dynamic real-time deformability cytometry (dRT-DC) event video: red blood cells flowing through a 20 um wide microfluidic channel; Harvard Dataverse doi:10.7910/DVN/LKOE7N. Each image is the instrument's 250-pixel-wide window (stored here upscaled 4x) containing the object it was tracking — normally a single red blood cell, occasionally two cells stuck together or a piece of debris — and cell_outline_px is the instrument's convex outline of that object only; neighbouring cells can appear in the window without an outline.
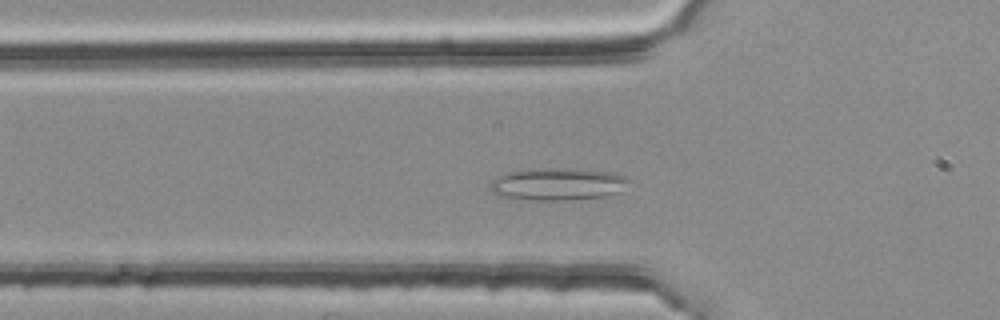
{"species": "common noctule bat (a hibernating species)", "species_latin": "Nyctalus noctula", "temperature_condition": "room temperature", "stored_images_in_passage": 37, "camera_frame_rate_fps": 3000, "um_per_image_px": 0.085, "animal": {"sex": "female", "body_mass_g": 25.1}, "frame": {"image": 1, "passage_image": 4, "time_ms": 1.0, "image_size_px": [1000, 320], "cell_outline_px": [[632, 180], [620, 192], [604, 196], [568, 200], [532, 200], [496, 196], [488, 188], [488, 184], [496, 176], [508, 172], [528, 168], [580, 168], [616, 172], [628, 176]], "centroid_in_image_um": [47.41, 15.62], "position_along_channel_um": 78.4, "area_um2": 27.05}}
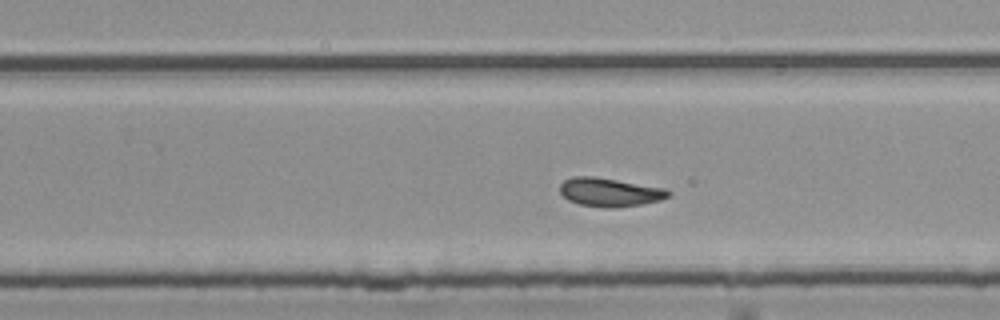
{"frame": {"image": 2, "passage_image": 20, "time_ms": 6.333, "image_size_px": [1000, 320], "cell_outline_px": [[672, 196], [660, 200], [640, 204], [616, 208], [604, 208], [580, 204], [568, 200], [560, 192], [560, 184], [564, 180], [572, 176], [592, 176], [668, 188], [672, 192]], "centroid_in_image_um": [51.87, 16.33], "position_along_channel_um": 277.9, "area_um2": 18.26}}
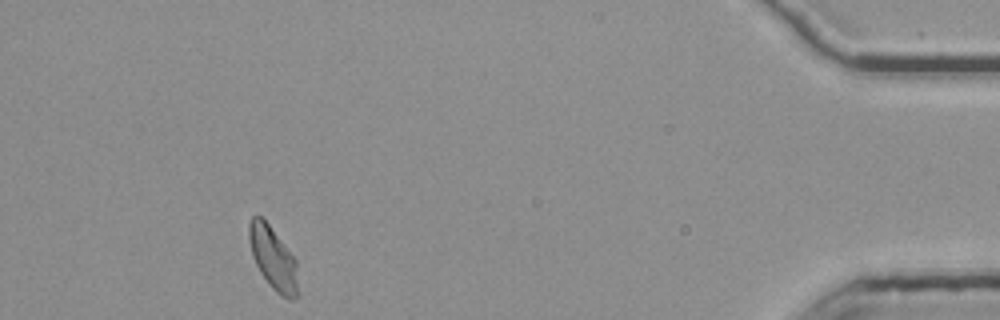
{"frame": {"image": 3, "passage_image": 36, "time_ms": 11.667, "image_size_px": [1000, 320], "cell_outline_px": [[296, 296], [292, 300], [288, 300], [280, 296], [272, 288], [260, 272], [252, 256], [248, 240], [248, 224], [252, 216], [260, 216], [268, 224], [296, 260]], "centroid_in_image_um": [23.17, 21.95], "position_along_channel_um": 412.0, "area_um2": 17.57}, "authors_computed_cell_mechanics": {"area_um2": 17.6868, "velocity_mm_per_s": 3.7404, "shape_relaxation_time_tau1_ms": null, "shape_relaxation_time_tau2_ms": 2.6102, "deformation_change_tau1": null, "deformation_change_tau2": 0.0889}}